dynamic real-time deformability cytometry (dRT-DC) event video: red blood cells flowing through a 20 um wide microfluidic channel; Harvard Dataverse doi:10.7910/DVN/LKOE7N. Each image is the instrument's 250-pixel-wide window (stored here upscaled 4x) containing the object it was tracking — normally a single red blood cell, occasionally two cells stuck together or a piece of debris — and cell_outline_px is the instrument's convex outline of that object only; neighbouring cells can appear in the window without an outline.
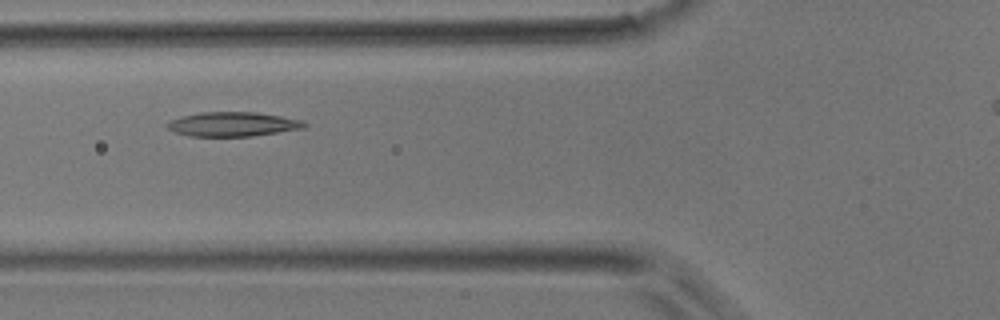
{"species": "common noctule bat (a hibernating species)", "species_latin": "Nyctalus noctula", "temperature_condition": "room temperature", "stored_images_in_passage": 3, "camera_frame_rate_fps": 3000, "um_per_image_px": 0.085, "animal": {"sex": "male", "body_mass_g": 17.9}, "frame": {"image": 1, "passage_image": 3, "time_ms": 0.667, "image_size_px": [1000, 320], "cell_outline_px": [[308, 124], [304, 128], [252, 136], [188, 136], [176, 132], [168, 128], [164, 124], [168, 120], [184, 116], [204, 112], [256, 112], [304, 120]], "centroid_in_image_um": [19.79, 10.55], "position_along_channel_um": 106.0, "area_um2": 19.42}}